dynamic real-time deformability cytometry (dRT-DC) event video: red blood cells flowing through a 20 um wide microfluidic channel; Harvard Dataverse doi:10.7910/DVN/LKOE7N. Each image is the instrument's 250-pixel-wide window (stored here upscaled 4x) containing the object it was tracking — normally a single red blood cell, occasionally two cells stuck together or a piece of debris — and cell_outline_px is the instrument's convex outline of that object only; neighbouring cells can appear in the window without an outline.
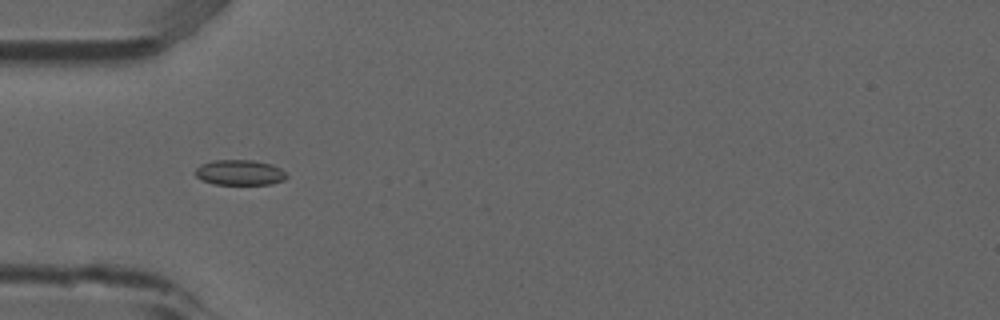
{"species": "common noctule bat (a hibernating species)", "species_latin": "Nyctalus noctula", "temperature_condition": "room temperature", "stored_images_in_passage": 7, "camera_frame_rate_fps": 3000, "um_per_image_px": 0.085, "animal": {"sex": "male", "forearm_length_mm": 52.5}, "frame": {"image": 1, "passage_image": 5, "time_ms": 1.333, "image_size_px": [1000, 320], "cell_outline_px": [[288, 176], [284, 180], [272, 184], [212, 184], [200, 180], [196, 176], [196, 168], [200, 164], [212, 160], [252, 160], [272, 164], [280, 168]], "centroid_in_image_um": [20.36, 14.66], "position_along_channel_um": 64.6, "area_um2": 13.58}}
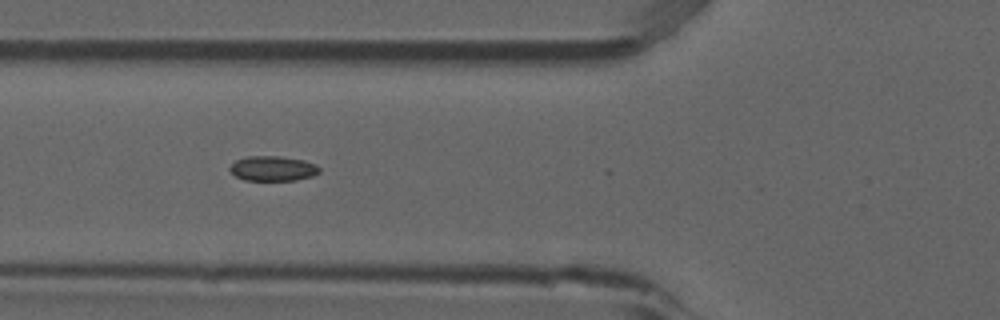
{"frame": {"image": 2, "passage_image": 6, "time_ms": 1.667, "image_size_px": [1000, 320], "cell_outline_px": [[320, 172], [312, 176], [296, 180], [244, 180], [236, 176], [228, 168], [236, 160], [248, 156], [276, 156], [304, 160], [316, 164], [320, 168]], "centroid_in_image_um": [23.2, 14.32], "position_along_channel_um": 102.6, "area_um2": 12.95}}
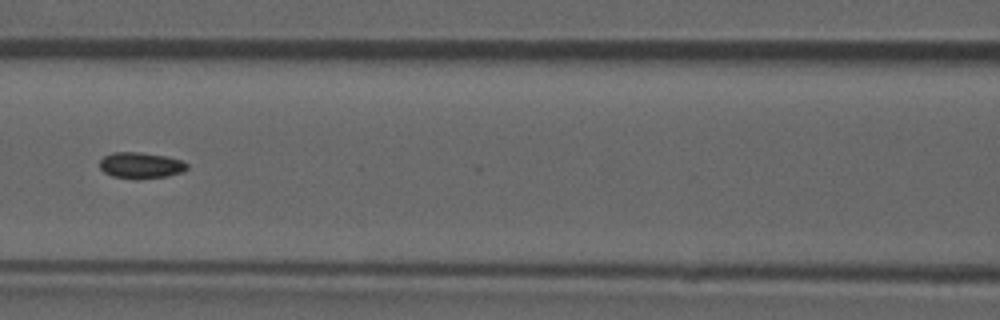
{"frame": {"image": 3, "passage_image": 7, "time_ms": 2.0, "image_size_px": [1000, 320], "cell_outline_px": [[188, 168], [184, 172], [168, 176], [136, 180], [112, 176], [104, 172], [100, 168], [100, 160], [104, 156], [112, 152], [140, 152], [168, 156], [180, 160], [188, 164]], "centroid_in_image_um": [11.98, 14.06], "position_along_channel_um": 154.6, "area_um2": 13.58}}